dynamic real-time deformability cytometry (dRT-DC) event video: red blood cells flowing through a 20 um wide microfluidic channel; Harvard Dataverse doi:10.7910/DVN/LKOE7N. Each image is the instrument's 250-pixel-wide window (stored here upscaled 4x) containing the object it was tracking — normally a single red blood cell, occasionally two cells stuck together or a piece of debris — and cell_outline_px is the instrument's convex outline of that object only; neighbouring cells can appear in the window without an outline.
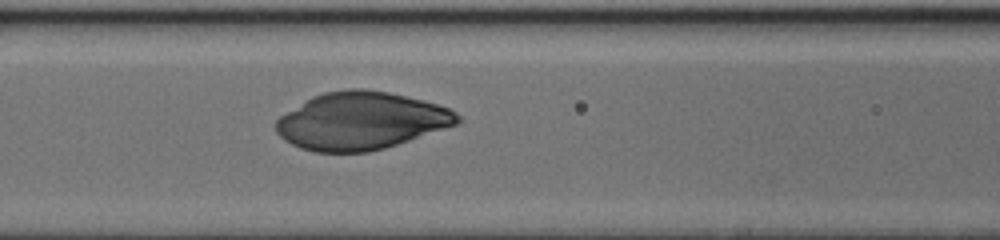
{"species": "human", "species_latin": "Homo sapiens", "temperature_condition": "cold", "stored_images_in_passage": 36, "camera_frame_rate_fps": 3000, "um_per_image_px": 0.085, "donor": {"sex": "female"}, "frame": {"image": 1, "passage_image": 10, "time_ms": 3.0, "image_size_px": [1000, 240], "cell_outline_px": [[460, 120], [456, 124], [384, 148], [368, 152], [316, 152], [300, 148], [284, 140], [276, 132], [276, 120], [280, 116], [312, 96], [324, 92], [348, 88], [364, 88], [388, 92], [424, 100], [448, 108], [456, 112], [460, 116]], "centroid_in_image_um": [30.65, 10.26], "position_along_channel_um": 135.9, "area_um2": 60.46}}
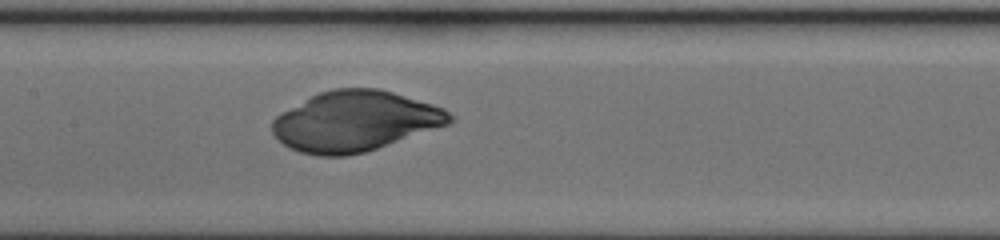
{"frame": {"image": 2, "passage_image": 13, "time_ms": 4.0, "image_size_px": [1000, 240], "cell_outline_px": [[452, 120], [448, 124], [364, 152], [344, 156], [316, 156], [300, 152], [284, 144], [272, 132], [272, 120], [280, 112], [320, 92], [332, 88], [380, 88], [432, 104], [444, 108], [452, 116]], "centroid_in_image_um": [30.14, 10.29], "position_along_channel_um": 177.3, "area_um2": 61.73}}